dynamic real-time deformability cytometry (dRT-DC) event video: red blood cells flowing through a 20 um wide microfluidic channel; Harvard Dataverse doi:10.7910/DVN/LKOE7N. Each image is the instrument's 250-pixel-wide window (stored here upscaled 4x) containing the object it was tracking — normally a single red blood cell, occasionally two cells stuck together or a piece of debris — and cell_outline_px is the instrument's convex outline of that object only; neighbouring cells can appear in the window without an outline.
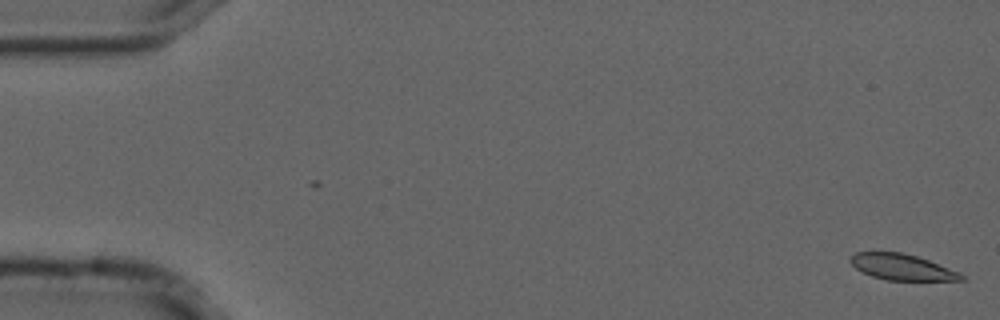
{"species": "common noctule bat (a hibernating species)", "species_latin": "Nyctalus noctula", "temperature_condition": "cold", "stored_images_in_passage": 55, "camera_frame_rate_fps": 3000, "um_per_image_px": 0.085, "animal": {"sex": "male", "forearm_length_mm": 52.5}, "frame": {"image": 1, "passage_image": 1, "time_ms": 0.0, "image_size_px": [1000, 320], "cell_outline_px": [[964, 280], [888, 280], [872, 276], [856, 268], [848, 260], [856, 252], [872, 248], [900, 252], [916, 256], [928, 260], [960, 272], [964, 276]], "centroid_in_image_um": [76.59, 22.65], "position_along_channel_um": 8.4, "area_um2": 17.17}}
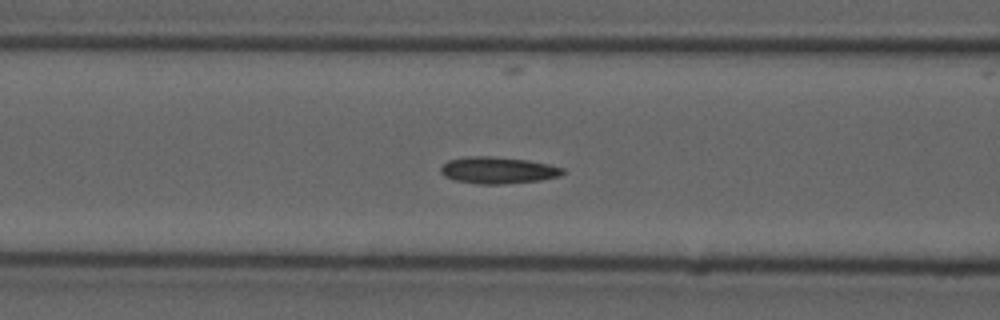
{"frame": {"image": 2, "passage_image": 22, "time_ms": 7.0, "image_size_px": [1000, 320], "cell_outline_px": [[564, 172], [560, 176], [540, 180], [500, 184], [480, 184], [456, 180], [444, 176], [440, 172], [440, 168], [448, 160], [464, 156], [492, 156], [528, 160], [548, 164], [564, 168]], "centroid_in_image_um": [42.31, 14.46], "position_along_channel_um": 124.3, "area_um2": 18.96}}
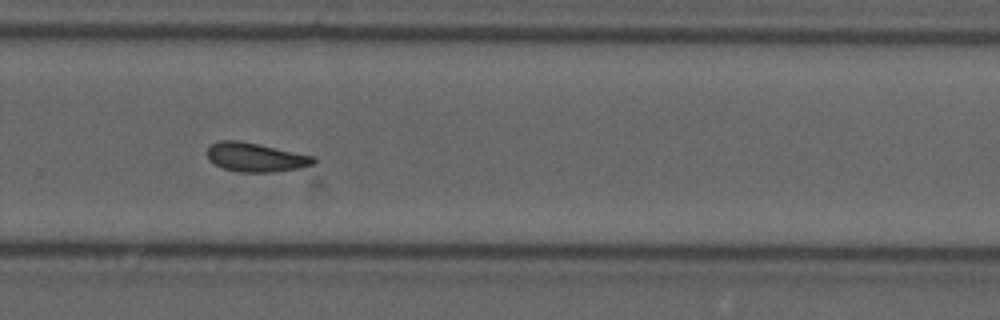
{"frame": {"image": 3, "passage_image": 37, "time_ms": 12.0, "image_size_px": [1000, 320], "cell_outline_px": [[316, 160], [312, 164], [300, 168], [272, 172], [236, 172], [224, 168], [208, 160], [208, 148], [212, 144], [220, 140], [236, 140], [260, 144], [316, 156]], "centroid_in_image_um": [21.75, 13.36], "position_along_channel_um": 308.1, "area_um2": 17.98}, "authors_computed_cell_mechanics": {"area_um2": 17.918, "velocity_mm_per_s": 3.6847, "shape_relaxation_time_tau1_ms": null, "shape_relaxation_time_tau2_ms": 7.3884, "deformation_change_tau1": null, "deformation_change_tau2": 0.1413}}